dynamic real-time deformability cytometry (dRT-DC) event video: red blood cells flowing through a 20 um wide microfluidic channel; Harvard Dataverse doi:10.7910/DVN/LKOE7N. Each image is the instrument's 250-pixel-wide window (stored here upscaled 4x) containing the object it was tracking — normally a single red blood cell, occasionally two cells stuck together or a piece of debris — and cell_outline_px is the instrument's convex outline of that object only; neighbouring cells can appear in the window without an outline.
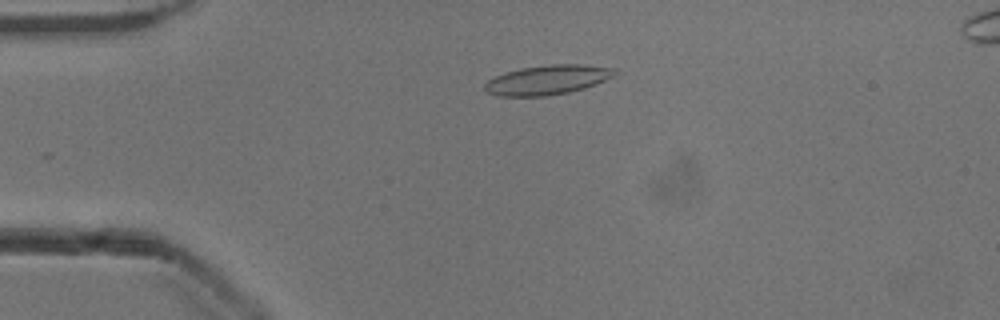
{"species": "common noctule bat (a hibernating species)", "species_latin": "Nyctalus noctula", "temperature_condition": "cold", "stored_images_in_passage": 50, "camera_frame_rate_fps": 3000, "um_per_image_px": 0.085, "animal": {"sex": "male", "body_mass_g": 13.3}, "frame": {"image": 1, "passage_image": 10, "time_ms": 3.0, "image_size_px": [1000, 320], "cell_outline_px": [[616, 76], [584, 88], [568, 92], [544, 96], [496, 96], [488, 92], [484, 88], [484, 84], [488, 80], [496, 76], [520, 68], [552, 64], [584, 64], [616, 68]], "centroid_in_image_um": [46.57, 6.78], "position_along_channel_um": 38.4, "area_um2": 22.31}}
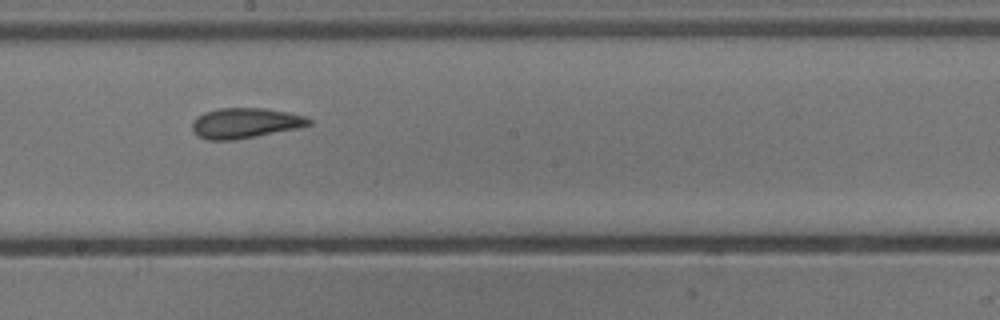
{"frame": {"image": 2, "passage_image": 27, "time_ms": 8.667, "image_size_px": [1000, 320], "cell_outline_px": [[312, 124], [296, 128], [236, 140], [208, 140], [196, 136], [192, 132], [192, 120], [196, 116], [204, 112], [220, 108], [264, 108], [304, 116], [312, 120]], "centroid_in_image_um": [20.76, 10.47], "position_along_channel_um": 227.4, "area_um2": 20.58}}
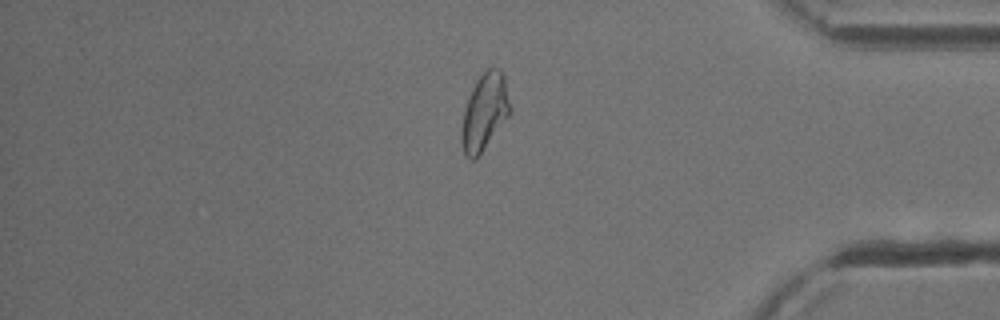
{"frame": {"image": 3, "passage_image": 42, "time_ms": 13.667, "image_size_px": [1000, 320], "cell_outline_px": [[508, 116], [476, 160], [468, 160], [464, 156], [460, 140], [460, 132], [464, 108], [472, 88], [476, 80], [492, 64], [504, 76], [508, 100]], "centroid_in_image_um": [41.11, 9.57], "position_along_channel_um": 394.1, "area_um2": 21.5}, "authors_computed_cell_mechanics": {"area_um2": 21.4727, "velocity_mm_per_s": 3.912, "shape_relaxation_time_tau1_ms": 9.6076, "shape_relaxation_time_tau2_ms": 2.6648, "deformation_change_tau1": 0.1928, "deformation_change_tau2": 0.0823}}